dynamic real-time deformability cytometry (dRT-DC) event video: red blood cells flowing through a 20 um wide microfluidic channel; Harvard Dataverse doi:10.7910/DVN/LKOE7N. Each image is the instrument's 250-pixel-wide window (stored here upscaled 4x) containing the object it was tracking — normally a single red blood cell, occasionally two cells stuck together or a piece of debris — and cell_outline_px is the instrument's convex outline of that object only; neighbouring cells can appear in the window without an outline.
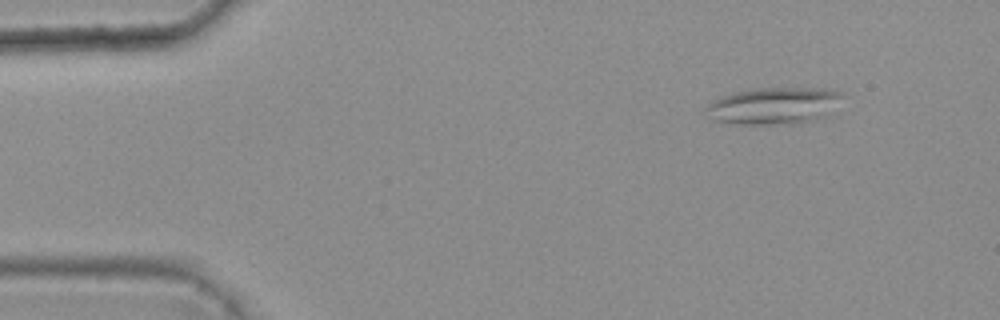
{"species": "common noctule bat (a hibernating species)", "species_latin": "Nyctalus noctula", "temperature_condition": "warm", "stored_images_in_passage": 4, "camera_frame_rate_fps": 3000, "um_per_image_px": 0.085, "animal": {"sex": "female", "body_mass_g": 25.1}, "frame": {"image": 1, "passage_image": 4, "time_ms": 1.0, "image_size_px": [1000, 320], "cell_outline_px": [[844, 96], [828, 116], [788, 124], [732, 124], [712, 120], [708, 116], [704, 108], [708, 104], [720, 96], [736, 92], [756, 88], [824, 88], [840, 92]], "centroid_in_image_um": [65.75, 8.99], "position_along_channel_um": 19.3, "area_um2": 29.42}}